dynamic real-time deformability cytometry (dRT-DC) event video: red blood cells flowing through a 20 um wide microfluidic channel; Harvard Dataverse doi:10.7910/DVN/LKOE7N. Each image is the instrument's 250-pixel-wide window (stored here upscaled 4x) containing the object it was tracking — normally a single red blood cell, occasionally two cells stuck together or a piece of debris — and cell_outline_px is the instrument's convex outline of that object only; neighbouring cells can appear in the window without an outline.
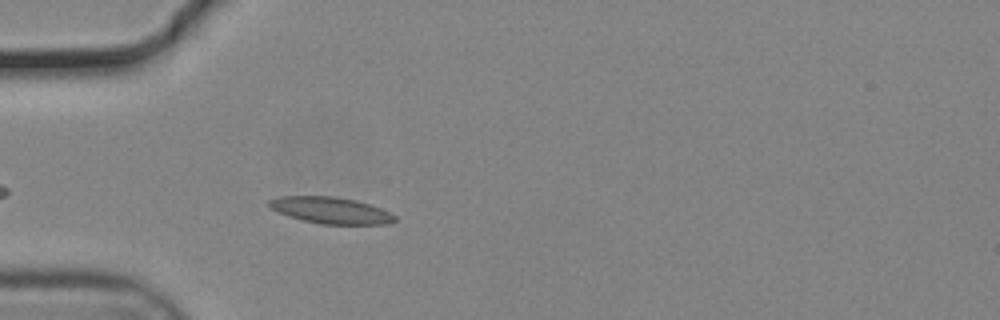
{"species": "common noctule bat (a hibernating species)", "species_latin": "Nyctalus noctula", "temperature_condition": "cold", "stored_images_in_passage": 28, "camera_frame_rate_fps": 3000, "um_per_image_px": 0.085, "animal": {"sex": "male", "body_mass_g": 19.2, "forearm_length_mm": 51.8}, "frame": {"image": 1, "passage_image": 4, "time_ms": 1.0, "image_size_px": [1000, 320], "cell_outline_px": [[396, 220], [388, 224], [320, 224], [288, 216], [268, 208], [268, 200], [280, 196], [336, 196], [356, 200], [380, 208], [396, 216]], "centroid_in_image_um": [28.08, 17.87], "position_along_channel_um": 56.9, "area_um2": 19.42}}
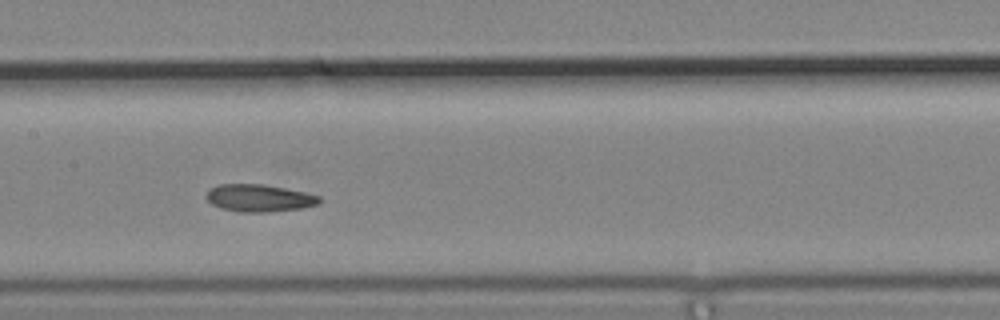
{"frame": {"image": 2, "passage_image": 15, "time_ms": 4.667, "image_size_px": [1000, 320], "cell_outline_px": [[320, 204], [300, 208], [272, 212], [240, 212], [220, 208], [212, 204], [204, 196], [212, 188], [220, 184], [264, 184], [304, 192], [320, 196]], "centroid_in_image_um": [22.03, 16.84], "position_along_channel_um": 185.4, "area_um2": 17.98}}
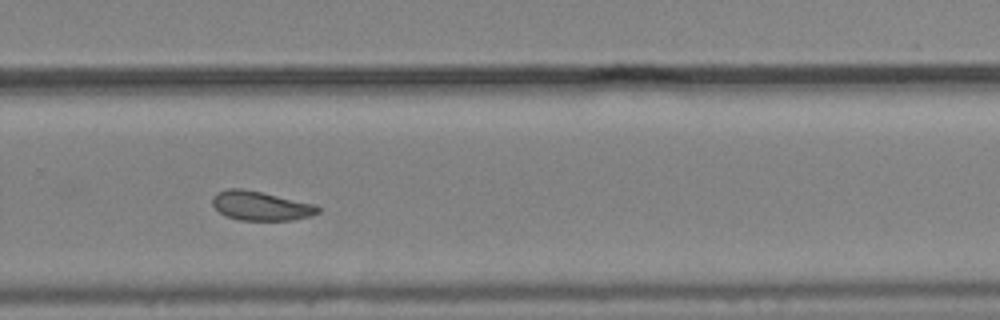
{"frame": {"image": 3, "passage_image": 25, "time_ms": 8.0, "image_size_px": [1000, 320], "cell_outline_px": [[320, 212], [312, 216], [292, 220], [240, 220], [224, 216], [212, 204], [212, 196], [216, 192], [228, 188], [240, 188], [260, 192], [316, 204], [320, 208]], "centroid_in_image_um": [22.16, 17.5], "position_along_channel_um": 307.6, "area_um2": 18.03}}